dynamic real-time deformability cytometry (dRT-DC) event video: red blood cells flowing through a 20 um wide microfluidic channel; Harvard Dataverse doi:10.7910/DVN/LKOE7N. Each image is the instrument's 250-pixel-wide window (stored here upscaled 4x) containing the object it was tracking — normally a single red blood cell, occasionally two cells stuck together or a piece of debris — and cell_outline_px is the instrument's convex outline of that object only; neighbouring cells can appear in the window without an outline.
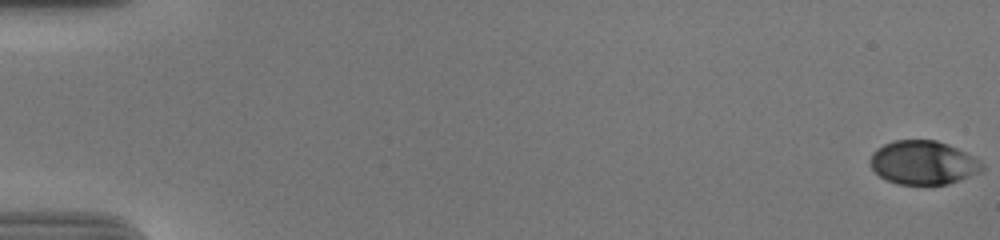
{"species": "human", "species_latin": "Homo sapiens", "temperature_condition": "cold", "stored_images_in_passage": 57, "camera_frame_rate_fps": 3000, "um_per_image_px": 0.085, "donor": {"sex": "male"}, "frame": {"image": 1, "passage_image": 1, "time_ms": 0.0, "image_size_px": [1000, 240], "cell_outline_px": [[984, 168], [980, 172], [948, 184], [900, 184], [888, 180], [880, 176], [872, 168], [868, 160], [872, 152], [876, 148], [892, 140], [936, 140], [956, 148], [980, 160], [984, 164]], "centroid_in_image_um": [78.45, 13.81], "position_along_channel_um": 6.6, "area_um2": 28.44}}
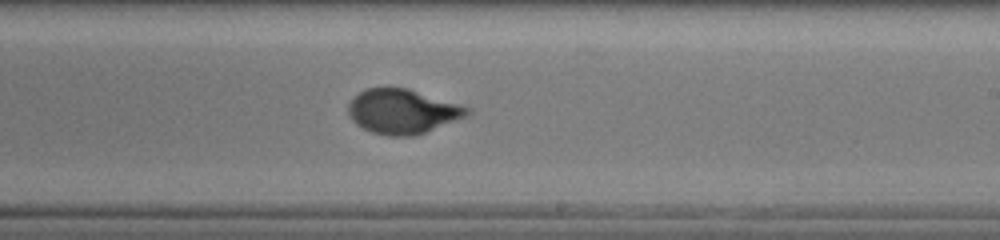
{"frame": {"image": 2, "passage_image": 36, "time_ms": 11.667, "image_size_px": [1000, 240], "cell_outline_px": [[472, 112], [468, 116], [424, 132], [412, 136], [388, 136], [372, 132], [356, 124], [352, 120], [348, 112], [348, 104], [364, 88], [408, 88], [472, 108]], "centroid_in_image_um": [34.23, 9.47], "position_along_channel_um": 254.8, "area_um2": 30.69}}
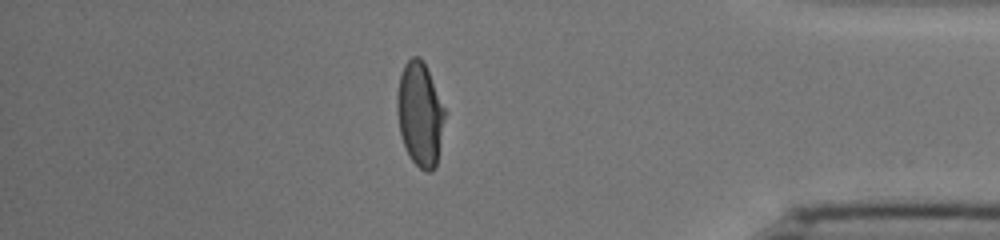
{"frame": {"image": 3, "passage_image": 50, "time_ms": 16.333, "image_size_px": [1000, 240], "cell_outline_px": [[444, 116], [436, 168], [432, 172], [424, 172], [412, 160], [404, 144], [400, 132], [396, 108], [396, 96], [400, 76], [404, 64], [412, 56], [420, 56], [428, 72], [444, 108]], "centroid_in_image_um": [35.67, 9.71], "position_along_channel_um": 399.5, "area_um2": 28.38}, "authors_computed_cell_mechanics": {"area_um2": 29.9982, "velocity_mm_per_s": 3.7052, "shape_relaxation_time_tau1_ms": 4.608, "shape_relaxation_time_tau2_ms": null, "deformation_change_tau1": 0.2037, "deformation_change_tau2": null}}